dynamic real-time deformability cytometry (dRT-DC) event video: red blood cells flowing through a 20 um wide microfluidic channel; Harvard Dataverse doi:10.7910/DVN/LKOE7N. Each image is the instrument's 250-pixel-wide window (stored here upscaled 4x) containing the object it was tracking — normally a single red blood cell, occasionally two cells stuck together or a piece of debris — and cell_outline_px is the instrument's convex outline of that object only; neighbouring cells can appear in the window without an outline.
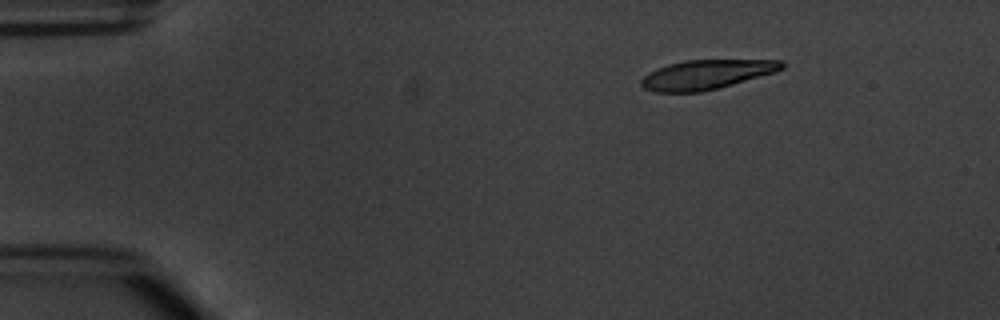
{"species": "common noctule bat (a hibernating species)", "species_latin": "Nyctalus noctula", "temperature_condition": "warm", "stored_images_in_passage": 3, "camera_frame_rate_fps": 3000, "um_per_image_px": 0.085, "animal": {"sex": "male", "body_mass_g": 20.1, "forearm_length_mm": 53.5}, "frame": {"image": 1, "passage_image": 1, "time_ms": 0.0, "image_size_px": [1000, 320], "cell_outline_px": [[784, 68], [776, 72], [732, 84], [700, 92], [656, 92], [644, 88], [640, 84], [640, 80], [648, 72], [656, 68], [668, 64], [684, 60], [784, 60]], "centroid_in_image_um": [60.03, 6.33], "position_along_channel_um": 25.0, "area_um2": 24.04}}